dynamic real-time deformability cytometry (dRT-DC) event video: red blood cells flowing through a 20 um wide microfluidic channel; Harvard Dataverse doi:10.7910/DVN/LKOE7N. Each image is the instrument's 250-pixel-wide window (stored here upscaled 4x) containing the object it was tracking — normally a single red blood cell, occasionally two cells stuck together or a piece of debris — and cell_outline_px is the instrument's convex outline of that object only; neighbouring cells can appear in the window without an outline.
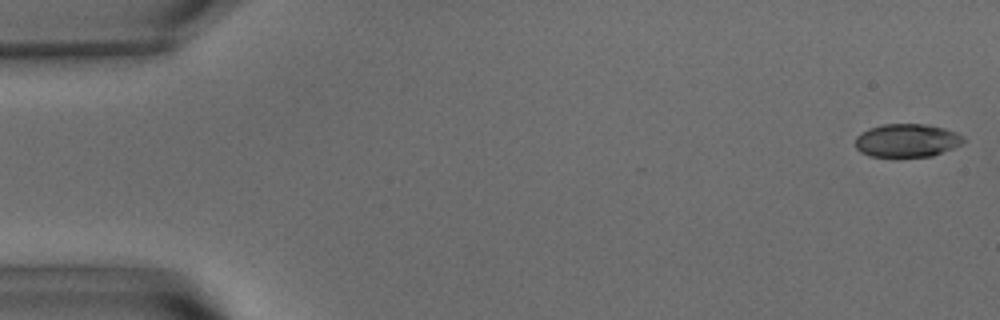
{"species": "common noctule bat (a hibernating species)", "species_latin": "Nyctalus noctula", "temperature_condition": "warm", "stored_images_in_passage": 10, "camera_frame_rate_fps": 3000, "um_per_image_px": 0.085, "animal": {"sex": "male", "body_mass_g": 15.6}, "frame": {"image": 1, "passage_image": 1, "time_ms": 0.0, "image_size_px": [1000, 320], "cell_outline_px": [[964, 140], [960, 144], [952, 148], [932, 156], [896, 160], [868, 156], [860, 152], [856, 148], [856, 136], [860, 132], [868, 128], [884, 124], [928, 124], [944, 128], [956, 132]], "centroid_in_image_um": [77.01, 11.99], "position_along_channel_um": 8.0, "area_um2": 21.73}}